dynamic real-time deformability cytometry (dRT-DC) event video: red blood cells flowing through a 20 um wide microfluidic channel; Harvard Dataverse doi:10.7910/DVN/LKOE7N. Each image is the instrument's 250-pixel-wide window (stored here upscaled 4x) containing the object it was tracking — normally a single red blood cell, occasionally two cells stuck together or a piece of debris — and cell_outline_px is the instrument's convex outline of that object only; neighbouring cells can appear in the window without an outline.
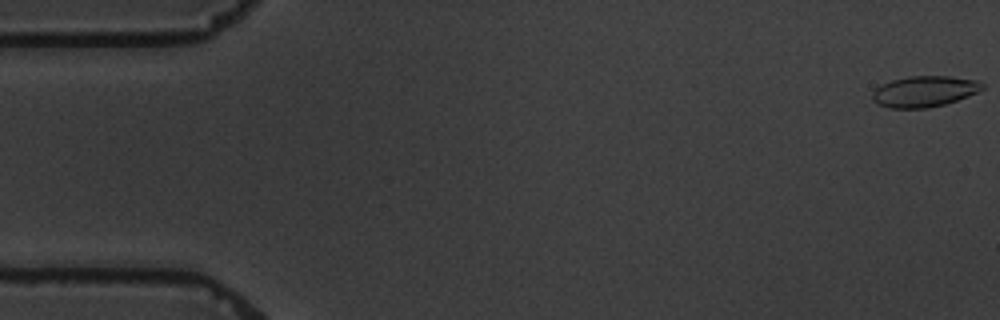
{"species": "common noctule bat (a hibernating species)", "species_latin": "Nyctalus noctula", "temperature_condition": "warm", "stored_images_in_passage": 6, "camera_frame_rate_fps": 3000, "um_per_image_px": 0.085, "animal": {"sex": "male", "body_mass_g": 19.5, "forearm_length_mm": 54.6}, "frame": {"image": 1, "passage_image": 1, "time_ms": 0.0, "image_size_px": [1000, 320], "cell_outline_px": [[984, 88], [968, 96], [944, 104], [928, 108], [888, 108], [876, 104], [872, 100], [872, 92], [880, 84], [892, 80], [908, 76], [948, 76], [980, 80], [984, 84]], "centroid_in_image_um": [78.54, 7.76], "position_along_channel_um": 6.5, "area_um2": 20.0}}
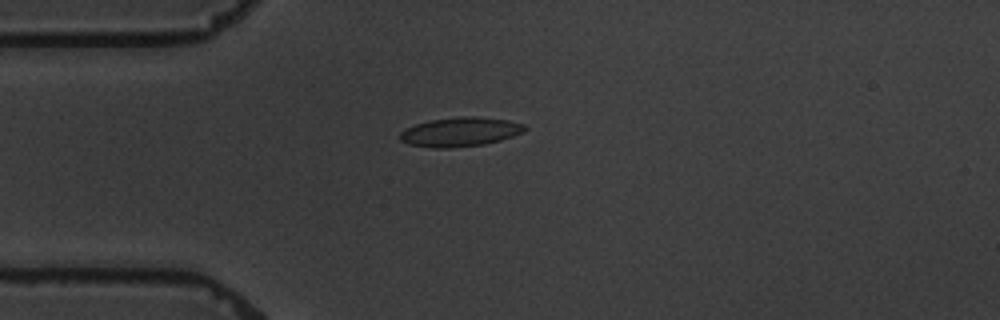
{"frame": {"image": 2, "passage_image": 5, "time_ms": 4.667, "image_size_px": [1000, 320], "cell_outline_px": [[528, 128], [524, 132], [500, 140], [484, 144], [448, 148], [436, 148], [408, 144], [400, 140], [400, 132], [404, 128], [416, 124], [432, 120], [460, 116], [476, 116], [508, 120], [524, 124]], "centroid_in_image_um": [39.12, 11.2], "position_along_channel_um": 45.9, "area_um2": 21.21}}
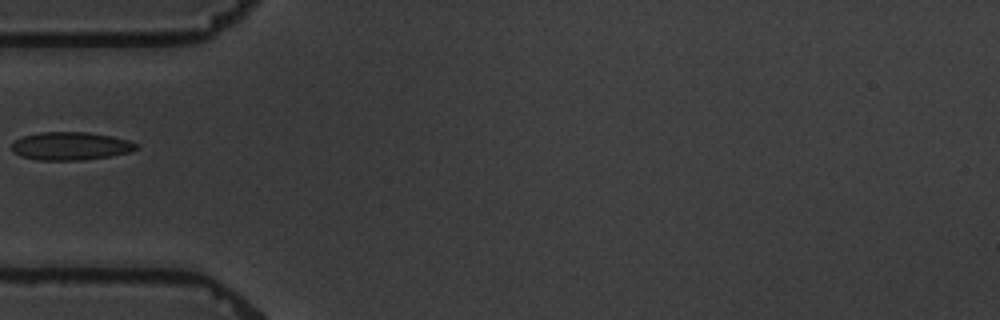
{"frame": {"image": 3, "passage_image": 6, "time_ms": 6.0, "image_size_px": [1000, 320], "cell_outline_px": [[140, 148], [128, 152], [108, 156], [84, 160], [36, 160], [20, 156], [12, 152], [12, 144], [16, 140], [24, 136], [40, 132], [88, 132], [112, 136], [128, 140], [136, 144]], "centroid_in_image_um": [5.98, 12.41], "position_along_channel_um": 79.0, "area_um2": 20.35}}